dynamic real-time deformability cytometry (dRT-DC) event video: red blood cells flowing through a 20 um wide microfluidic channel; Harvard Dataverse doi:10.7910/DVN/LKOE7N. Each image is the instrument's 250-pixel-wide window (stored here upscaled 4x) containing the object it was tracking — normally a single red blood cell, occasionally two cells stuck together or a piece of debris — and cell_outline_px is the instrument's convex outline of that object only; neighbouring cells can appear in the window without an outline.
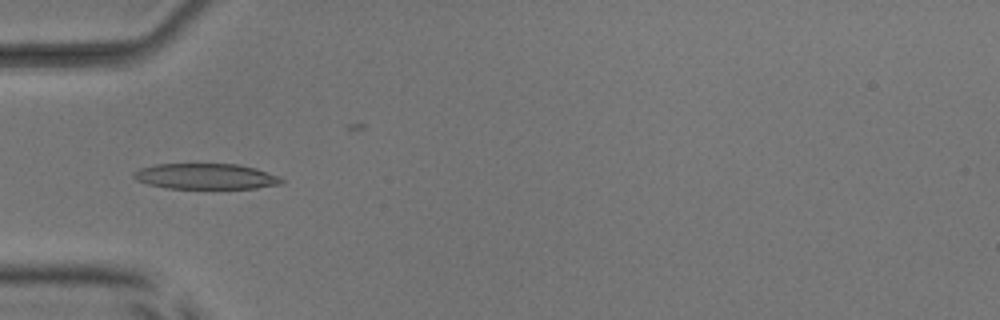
{"species": "common noctule bat (a hibernating species)", "species_latin": "Nyctalus noctula", "temperature_condition": "room temperature", "stored_images_in_passage": 27, "camera_frame_rate_fps": 3000, "um_per_image_px": 0.085, "animal": {"sex": "male", "body_mass_g": 17.9, "forearm_length_mm": 54.2}, "frame": {"image": 1, "passage_image": 1, "time_ms": 0.0, "image_size_px": [1000, 320], "cell_outline_px": [[284, 180], [280, 184], [256, 188], [168, 188], [148, 184], [136, 180], [132, 176], [132, 172], [140, 168], [156, 164], [236, 164], [256, 168], [280, 176]], "centroid_in_image_um": [17.48, 14.98], "position_along_channel_um": 67.5, "area_um2": 22.08}}
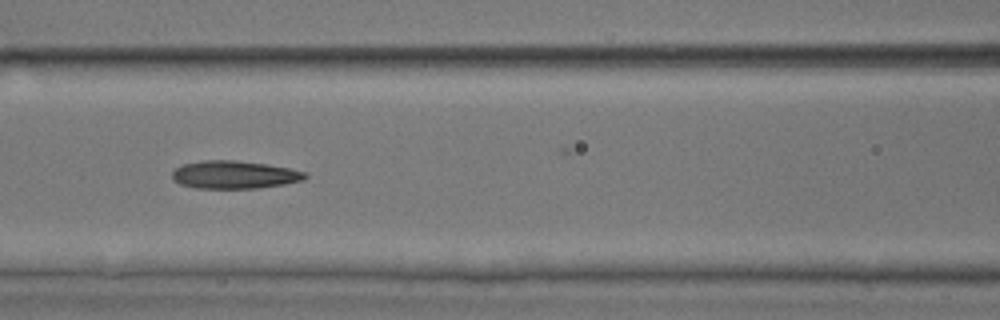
{"frame": {"image": 2, "passage_image": 7, "time_ms": 2.0, "image_size_px": [1000, 320], "cell_outline_px": [[308, 176], [304, 180], [284, 184], [260, 188], [196, 188], [180, 184], [172, 180], [172, 172], [176, 168], [184, 164], [200, 160], [236, 160], [268, 164], [288, 168], [304, 172]], "centroid_in_image_um": [19.9, 14.85], "position_along_channel_um": 146.7, "area_um2": 21.68}}
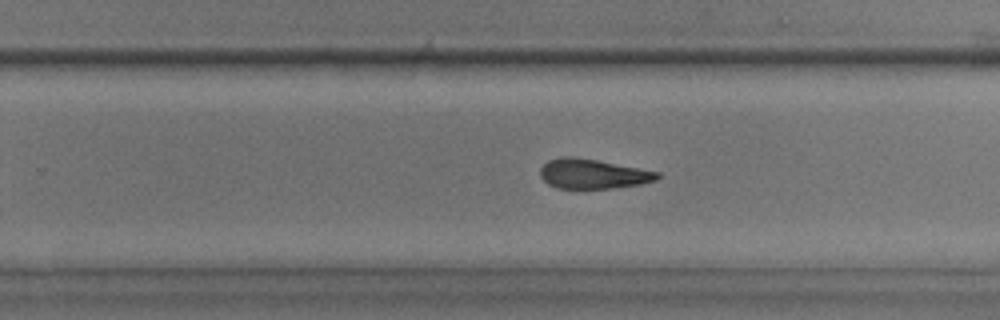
{"frame": {"image": 3, "passage_image": 17, "time_ms": 5.333, "image_size_px": [1000, 320], "cell_outline_px": [[660, 176], [656, 180], [640, 184], [612, 188], [556, 188], [548, 184], [540, 176], [540, 168], [548, 160], [560, 156], [572, 156], [596, 160], [660, 172]], "centroid_in_image_um": [50.36, 14.77], "position_along_channel_um": 279.4, "area_um2": 20.17}, "authors_computed_cell_mechanics": {"area_um2": 21.4438, "velocity_mm_per_s": 4.0056, "shape_relaxation_time_tau1_ms": null, "shape_relaxation_time_tau2_ms": 3.5156, "deformation_change_tau1": null, "deformation_change_tau2": 0.1253}}